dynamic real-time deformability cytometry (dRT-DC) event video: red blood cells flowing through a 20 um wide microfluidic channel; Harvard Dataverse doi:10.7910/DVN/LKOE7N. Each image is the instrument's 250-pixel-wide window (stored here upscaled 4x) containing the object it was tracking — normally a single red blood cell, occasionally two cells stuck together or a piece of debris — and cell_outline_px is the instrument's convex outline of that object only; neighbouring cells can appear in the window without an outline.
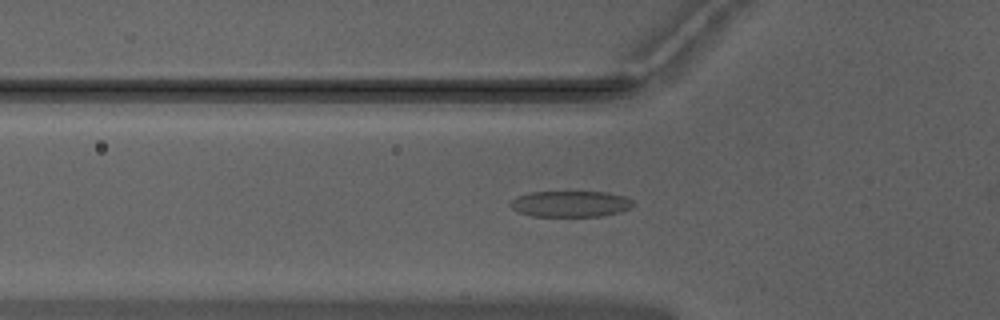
{"species": "Egyptian fruit bat (a non-hibernating species)", "species_latin": "Rousettus aegyptiacus", "temperature_condition": "warm", "stored_images_in_passage": 40, "camera_frame_rate_fps": 3000, "um_per_image_px": 0.085, "animal": {"sex": "male"}, "frame": {"image": 1, "passage_image": 6, "time_ms": 1.667, "image_size_px": [1000, 320], "cell_outline_px": [[632, 204], [628, 208], [620, 212], [600, 216], [532, 216], [516, 212], [512, 208], [512, 200], [528, 192], [604, 192], [624, 196], [632, 200]], "centroid_in_image_um": [48.47, 17.33], "position_along_channel_um": 77.3, "area_um2": 18.38}}
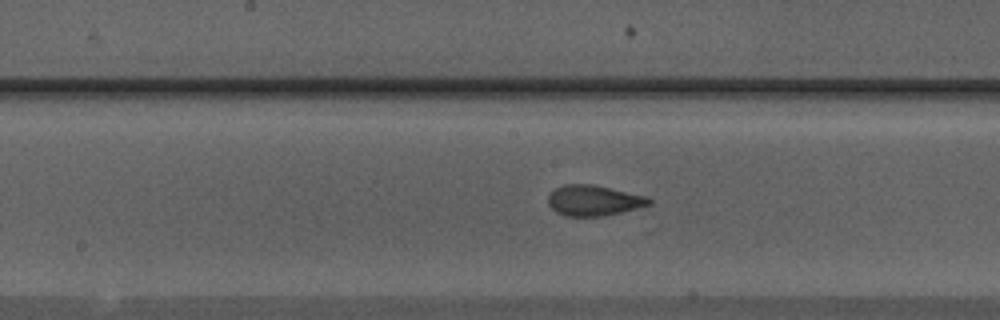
{"frame": {"image": 2, "passage_image": 15, "time_ms": 4.667, "image_size_px": [1000, 320], "cell_outline_px": [[652, 204], [604, 216], [564, 216], [556, 212], [548, 204], [548, 196], [556, 188], [564, 184], [592, 184], [648, 196], [652, 200]], "centroid_in_image_um": [50.47, 17.04], "position_along_channel_um": 197.7, "area_um2": 17.98}}
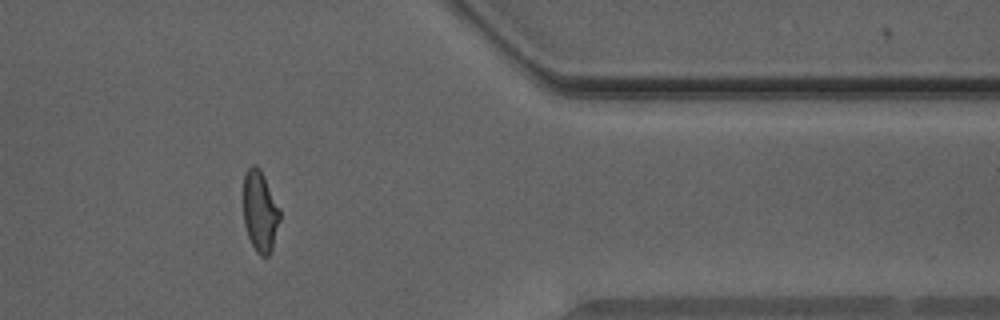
{"frame": {"image": 3, "passage_image": 31, "time_ms": 10.0, "image_size_px": [1000, 320], "cell_outline_px": [[280, 220], [272, 248], [268, 256], [260, 256], [256, 252], [248, 236], [244, 224], [244, 172], [252, 164], [256, 164], [260, 168], [280, 208]], "centroid_in_image_um": [22.1, 17.94], "position_along_channel_um": 389.3, "area_um2": 17.28}, "authors_computed_cell_mechanics": {"area_um2": 17.8024, "velocity_mm_per_s": 3.9877, "shape_relaxation_time_tau1_ms": 4.5334, "shape_relaxation_time_tau2_ms": 1.0682, "deformation_change_tau1": 0.187, "deformation_change_tau2": 0.0889}}